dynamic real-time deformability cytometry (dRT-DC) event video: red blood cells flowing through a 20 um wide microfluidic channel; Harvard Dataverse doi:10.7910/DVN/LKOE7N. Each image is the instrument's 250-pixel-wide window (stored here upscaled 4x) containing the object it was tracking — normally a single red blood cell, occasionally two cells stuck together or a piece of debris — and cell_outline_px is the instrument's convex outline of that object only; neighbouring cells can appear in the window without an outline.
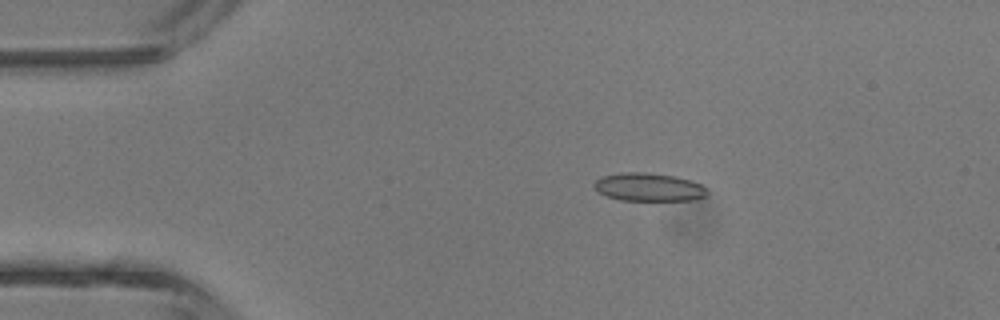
{"species": "common noctule bat (a hibernating species)", "species_latin": "Nyctalus noctula", "temperature_condition": "room temperature", "stored_images_in_passage": 3, "camera_frame_rate_fps": 3000, "um_per_image_px": 0.085, "animal": {"sex": "male", "body_mass_g": 13.3}, "frame": {"image": 1, "passage_image": 2, "time_ms": 1.0, "image_size_px": [1000, 320], "cell_outline_px": [[708, 192], [704, 196], [692, 200], [620, 200], [596, 192], [592, 184], [596, 180], [604, 176], [620, 172], [644, 172], [676, 176], [700, 184], [708, 188]], "centroid_in_image_um": [55.11, 15.9], "position_along_channel_um": 29.9, "area_um2": 18.55}}
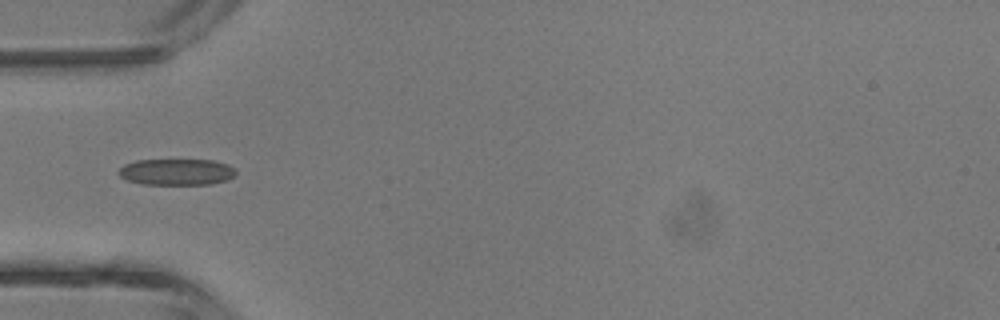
{"frame": {"image": 2, "passage_image": 3, "time_ms": 3.0, "image_size_px": [1000, 320], "cell_outline_px": [[236, 176], [228, 180], [212, 184], [140, 184], [128, 180], [120, 176], [116, 172], [124, 164], [136, 160], [212, 160], [228, 164], [236, 172]], "centroid_in_image_um": [15.01, 14.61], "position_along_channel_um": 70.0, "area_um2": 18.09}}